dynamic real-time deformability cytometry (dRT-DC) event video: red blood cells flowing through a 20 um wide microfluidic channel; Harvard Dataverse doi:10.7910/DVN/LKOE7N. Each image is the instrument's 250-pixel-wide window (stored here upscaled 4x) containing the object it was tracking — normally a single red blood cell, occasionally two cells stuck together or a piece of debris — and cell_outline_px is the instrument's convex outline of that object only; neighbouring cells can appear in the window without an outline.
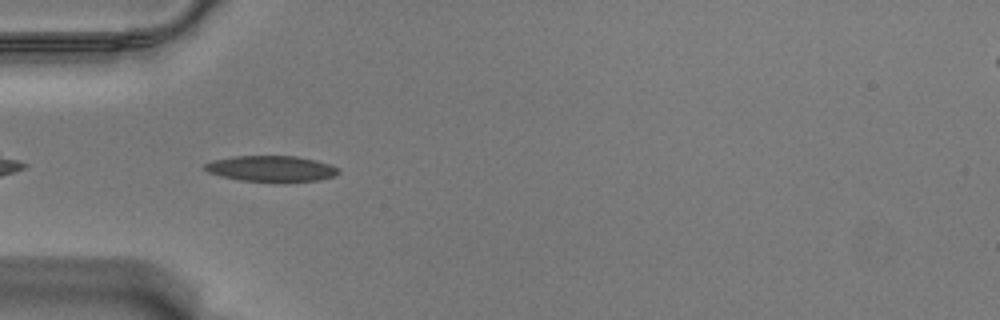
{"species": "Egyptian fruit bat (a non-hibernating species)", "species_latin": "Rousettus aegyptiacus", "temperature_condition": "warm", "stored_images_in_passage": 37, "camera_frame_rate_fps": 3000, "um_per_image_px": 0.085, "animal": {"sex": "male"}, "frame": {"image": 1, "passage_image": 2, "time_ms": 0.333, "image_size_px": [1000, 320], "cell_outline_px": [[340, 172], [336, 176], [320, 180], [240, 180], [220, 176], [208, 172], [204, 168], [204, 164], [212, 160], [232, 156], [296, 156], [316, 160], [340, 168]], "centroid_in_image_um": [23.05, 14.31], "position_along_channel_um": 61.9, "area_um2": 19.77}}
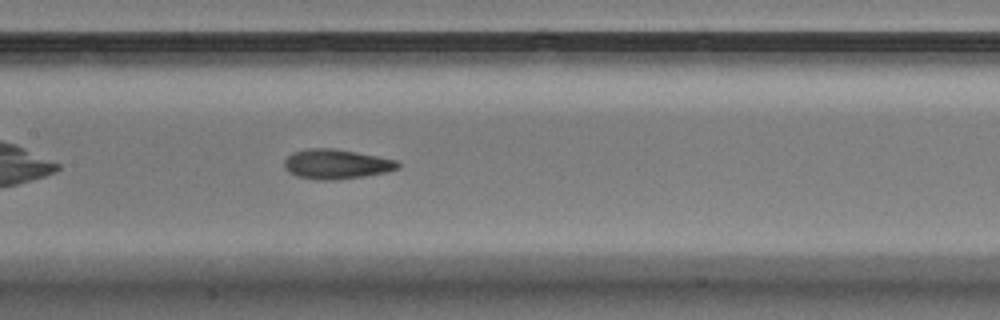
{"frame": {"image": 2, "passage_image": 12, "time_ms": 3.667, "image_size_px": [1000, 320], "cell_outline_px": [[400, 168], [384, 172], [364, 176], [336, 180], [316, 180], [296, 176], [288, 172], [284, 168], [284, 160], [292, 152], [308, 148], [332, 148], [356, 152], [396, 160], [400, 164]], "centroid_in_image_um": [28.54, 13.95], "position_along_channel_um": 178.9, "area_um2": 19.71}}
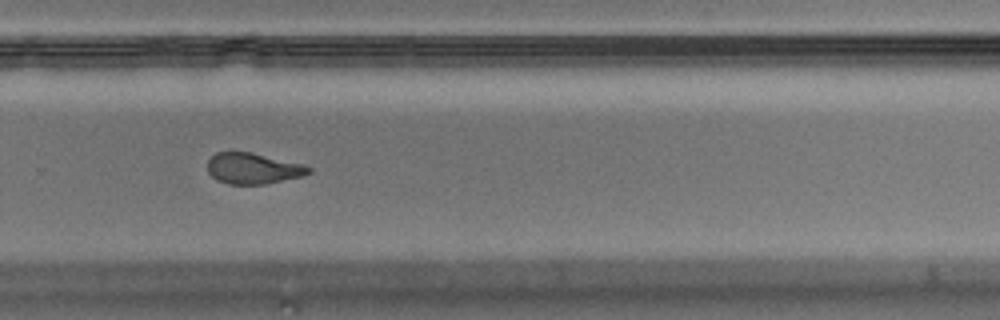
{"frame": {"image": 3, "passage_image": 23, "time_ms": 7.333, "image_size_px": [1000, 320], "cell_outline_px": [[312, 172], [304, 176], [268, 184], [228, 184], [216, 180], [208, 172], [208, 160], [216, 152], [252, 152], [304, 164], [312, 168]], "centroid_in_image_um": [21.55, 14.32], "position_along_channel_um": 308.2, "area_um2": 18.5}, "authors_computed_cell_mechanics": {"area_um2": 19.4208, "velocity_mm_per_s": 3.5505, "shape_relaxation_time_tau1_ms": 4.2628, "shape_relaxation_time_tau2_ms": 1.2862, "deformation_change_tau1": 0.1659, "deformation_change_tau2": 0.0837}}